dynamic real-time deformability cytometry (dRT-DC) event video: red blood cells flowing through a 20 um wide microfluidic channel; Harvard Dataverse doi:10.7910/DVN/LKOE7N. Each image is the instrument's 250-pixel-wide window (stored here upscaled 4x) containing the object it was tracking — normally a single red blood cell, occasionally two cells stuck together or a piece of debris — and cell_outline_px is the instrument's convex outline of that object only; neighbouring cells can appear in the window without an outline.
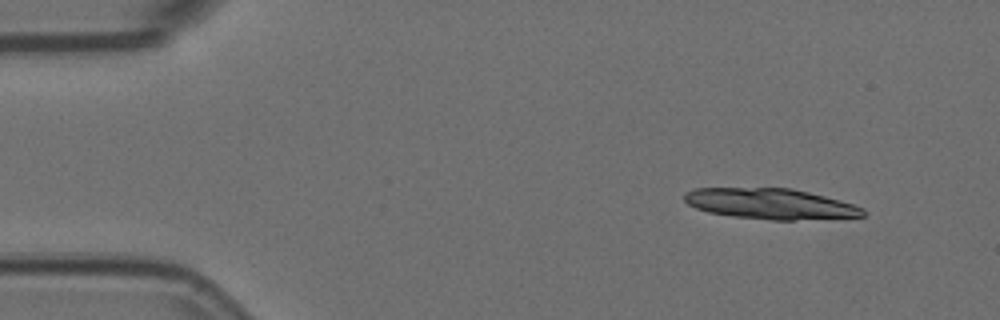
{"species": "Egyptian fruit bat (a non-hibernating species)", "species_latin": "Rousettus aegyptiacus", "temperature_condition": "room temperature", "stored_images_in_passage": 4, "camera_frame_rate_fps": 3000, "um_per_image_px": 0.085, "animal": {"sex": "female"}, "frame": {"image": 1, "passage_image": 1, "time_ms": 0.0, "image_size_px": [1000, 320], "cell_outline_px": [[864, 216], [792, 220], [772, 220], [732, 216], [708, 212], [696, 208], [688, 204], [684, 200], [684, 192], [696, 188], [792, 188], [840, 200], [864, 208]], "centroid_in_image_um": [65.45, 17.32], "position_along_channel_um": 19.6, "area_um2": 31.73}}